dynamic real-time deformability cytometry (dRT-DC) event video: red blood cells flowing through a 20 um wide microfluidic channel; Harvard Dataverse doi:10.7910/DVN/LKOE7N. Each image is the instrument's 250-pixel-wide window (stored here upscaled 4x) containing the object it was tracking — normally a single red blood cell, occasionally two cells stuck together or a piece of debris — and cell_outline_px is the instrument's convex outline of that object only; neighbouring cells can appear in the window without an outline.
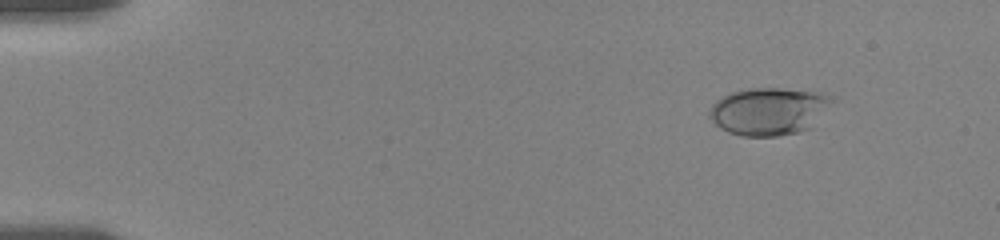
{"species": "human", "species_latin": "Homo sapiens", "temperature_condition": "room temperature", "stored_images_in_passage": 16, "camera_frame_rate_fps": 3000, "um_per_image_px": 0.085, "donor": {"sex": "female"}, "frame": {"image": 1, "passage_image": 6, "time_ms": 2.0, "image_size_px": [1000, 240], "cell_outline_px": [[836, 96], [812, 128], [800, 132], [776, 136], [740, 136], [728, 132], [720, 128], [708, 116], [708, 112], [712, 104], [716, 100], [732, 92], [748, 88], [780, 88], [820, 92]], "centroid_in_image_um": [65.36, 9.45], "position_along_channel_um": 19.6, "area_um2": 34.22}}
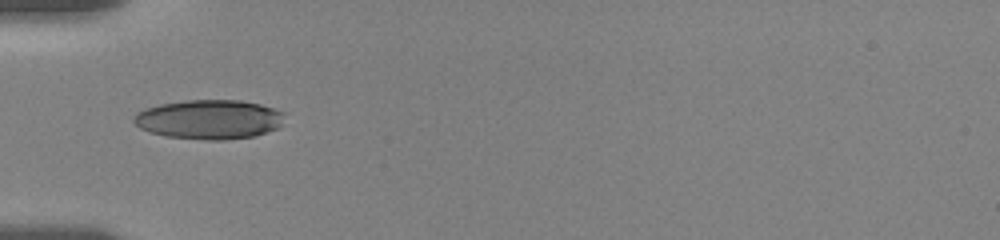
{"frame": {"image": 2, "passage_image": 15, "time_ms": 6.333, "image_size_px": [1000, 240], "cell_outline_px": [[284, 112], [280, 124], [276, 128], [256, 136], [224, 140], [208, 140], [164, 136], [148, 132], [140, 128], [132, 120], [132, 116], [136, 112], [144, 108], [160, 104], [184, 100], [240, 100], [260, 104]], "centroid_in_image_um": [17.72, 10.15], "position_along_channel_um": 67.3, "area_um2": 34.74}}